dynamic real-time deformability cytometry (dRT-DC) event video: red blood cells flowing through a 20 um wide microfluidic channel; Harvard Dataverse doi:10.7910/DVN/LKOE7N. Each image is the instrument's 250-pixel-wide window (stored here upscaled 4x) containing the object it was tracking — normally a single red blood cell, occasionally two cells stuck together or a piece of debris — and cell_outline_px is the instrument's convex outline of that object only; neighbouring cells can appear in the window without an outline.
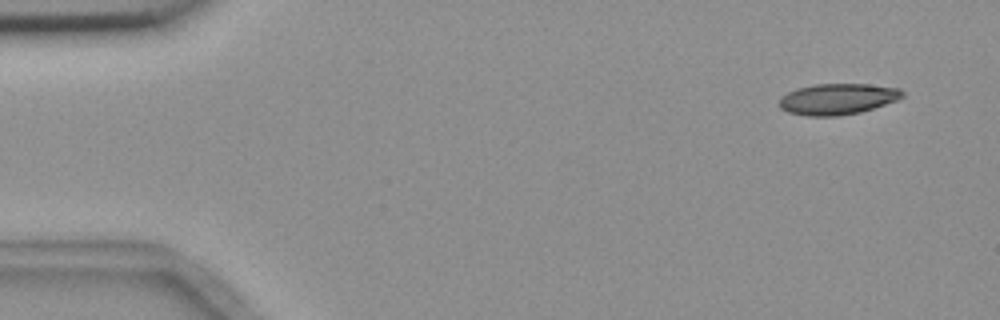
{"species": "common noctule bat (a hibernating species)", "species_latin": "Nyctalus noctula", "temperature_condition": "room temperature", "stored_images_in_passage": 4, "camera_frame_rate_fps": 3000, "um_per_image_px": 0.085, "animal": {"sex": "female", "body_mass_g": 18.4}, "frame": {"image": 1, "passage_image": 1, "time_ms": 0.0, "image_size_px": [1000, 320], "cell_outline_px": [[904, 96], [896, 100], [860, 112], [836, 116], [808, 116], [788, 112], [780, 108], [780, 96], [796, 88], [816, 84], [868, 84], [900, 88], [904, 92]], "centroid_in_image_um": [71.18, 8.41], "position_along_channel_um": 13.8, "area_um2": 22.2}}
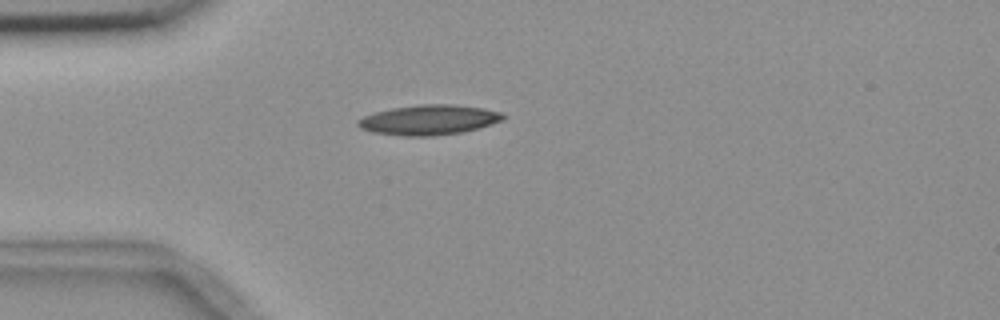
{"frame": {"image": 2, "passage_image": 3, "time_ms": 3.667, "image_size_px": [1000, 320], "cell_outline_px": [[508, 116], [504, 120], [464, 132], [432, 136], [404, 136], [372, 132], [360, 128], [356, 124], [356, 120], [364, 116], [376, 112], [392, 108], [424, 104], [456, 104], [484, 108], [500, 112]], "centroid_in_image_um": [36.48, 10.19], "position_along_channel_um": 48.5, "area_um2": 25.49}}